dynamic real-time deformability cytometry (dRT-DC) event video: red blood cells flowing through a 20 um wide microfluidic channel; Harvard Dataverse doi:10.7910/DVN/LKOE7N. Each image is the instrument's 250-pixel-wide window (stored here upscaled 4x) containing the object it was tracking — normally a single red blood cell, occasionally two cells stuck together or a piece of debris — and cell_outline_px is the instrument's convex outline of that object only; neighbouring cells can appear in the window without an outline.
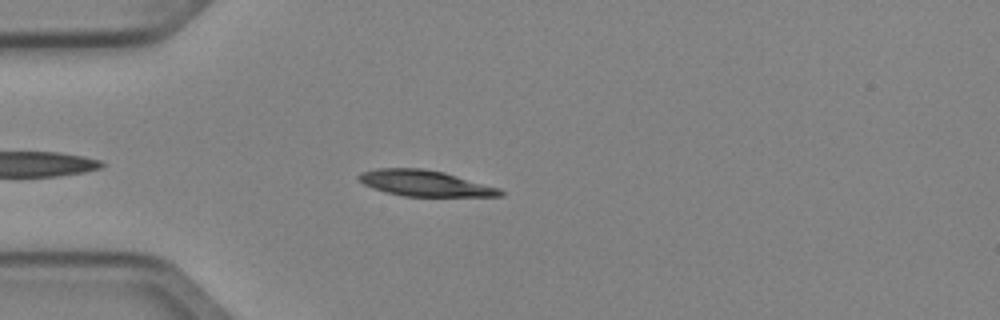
{"species": "Egyptian fruit bat (a non-hibernating species)", "species_latin": "Rousettus aegyptiacus", "temperature_condition": "cold", "stored_images_in_passage": 41, "camera_frame_rate_fps": 3000, "um_per_image_px": 0.085, "animal": {"sex": "female"}, "frame": {"image": 1, "passage_image": 5, "time_ms": 1.333, "image_size_px": [1000, 320], "cell_outline_px": [[504, 196], [404, 196], [388, 192], [364, 184], [356, 176], [360, 172], [376, 168], [424, 168], [444, 172], [500, 188], [504, 192]], "centroid_in_image_um": [36.14, 15.56], "position_along_channel_um": 48.9, "area_um2": 21.21}}
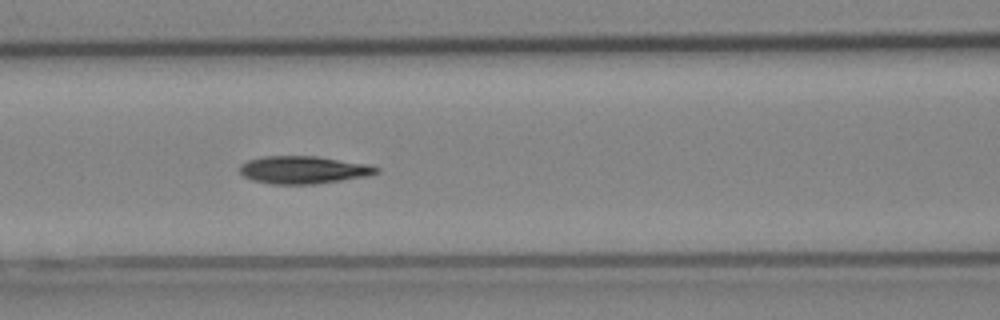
{"frame": {"image": 2, "passage_image": 13, "time_ms": 4.0, "image_size_px": [1000, 320], "cell_outline_px": [[380, 172], [368, 176], [316, 184], [272, 184], [252, 180], [244, 176], [240, 172], [240, 164], [248, 160], [260, 156], [320, 156], [368, 164], [380, 168]], "centroid_in_image_um": [25.81, 14.43], "position_along_channel_um": 140.8, "area_um2": 22.25}}
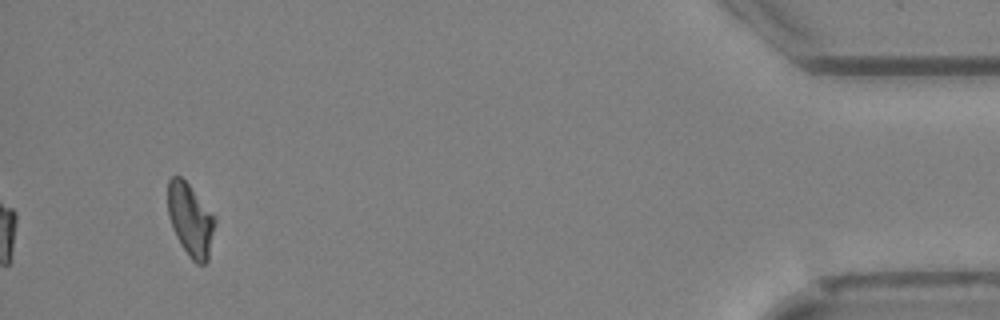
{"frame": {"image": 3, "passage_image": 39, "time_ms": 12.667, "image_size_px": [1000, 320], "cell_outline_px": [[216, 220], [208, 260], [204, 264], [196, 264], [188, 256], [180, 244], [172, 228], [168, 216], [168, 180], [172, 176], [180, 176], [188, 184], [216, 216]], "centroid_in_image_um": [16.19, 18.7], "position_along_channel_um": 419.0, "area_um2": 20.06}, "authors_computed_cell_mechanics": {"area_um2": 21.2704, "velocity_mm_per_s": 4.0325, "shape_relaxation_time_tau1_ms": 6.3788, "shape_relaxation_time_tau2_ms": null, "deformation_change_tau1": 0.1553, "deformation_change_tau2": null}}